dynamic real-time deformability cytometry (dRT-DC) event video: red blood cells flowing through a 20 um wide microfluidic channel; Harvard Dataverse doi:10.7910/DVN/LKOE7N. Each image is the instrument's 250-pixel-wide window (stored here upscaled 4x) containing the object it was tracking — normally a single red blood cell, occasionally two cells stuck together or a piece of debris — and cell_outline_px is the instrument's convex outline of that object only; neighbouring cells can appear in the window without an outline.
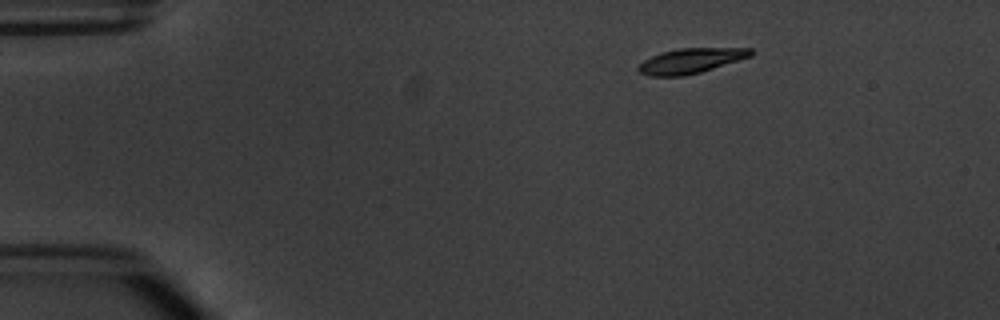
{"species": "common noctule bat (a hibernating species)", "species_latin": "Nyctalus noctula", "temperature_condition": "warm", "stored_images_in_passage": 3, "camera_frame_rate_fps": 3000, "um_per_image_px": 0.085, "animal": {"sex": "male", "body_mass_g": 20.1, "forearm_length_mm": 53.5}, "frame": {"image": 1, "passage_image": 1, "time_ms": 0.0, "image_size_px": [1000, 320], "cell_outline_px": [[756, 52], [752, 56], [700, 72], [684, 76], [648, 76], [640, 72], [636, 68], [644, 60], [660, 52], [676, 48], [752, 48]], "centroid_in_image_um": [58.73, 5.16], "position_along_channel_um": 26.3, "area_um2": 16.47}}